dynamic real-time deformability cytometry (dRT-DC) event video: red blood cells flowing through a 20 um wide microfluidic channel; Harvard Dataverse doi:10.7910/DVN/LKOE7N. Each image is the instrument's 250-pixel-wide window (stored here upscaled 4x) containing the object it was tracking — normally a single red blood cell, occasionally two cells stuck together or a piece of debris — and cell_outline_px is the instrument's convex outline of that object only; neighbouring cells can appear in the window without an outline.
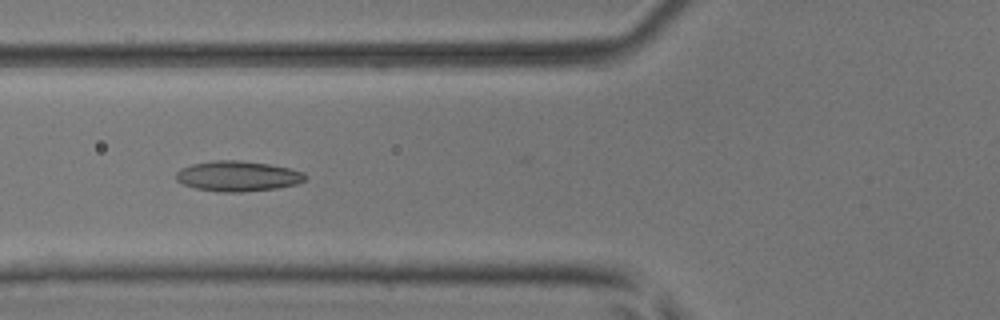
{"species": "common noctule bat (a hibernating species)", "species_latin": "Nyctalus noctula", "temperature_condition": "room temperature", "stored_images_in_passage": 7, "camera_frame_rate_fps": 3000, "um_per_image_px": 0.085, "animal": {"sex": "male", "body_mass_g": 17.9, "forearm_length_mm": 54.2}, "frame": {"image": 1, "passage_image": 5, "time_ms": 1.333, "image_size_px": [1000, 320], "cell_outline_px": [[308, 176], [304, 180], [296, 184], [276, 188], [240, 192], [216, 192], [196, 188], [184, 184], [176, 180], [176, 172], [180, 168], [192, 164], [212, 160], [236, 160], [268, 164], [288, 168], [304, 172]], "centroid_in_image_um": [20.19, 14.97], "position_along_channel_um": 105.6, "area_um2": 22.77}}
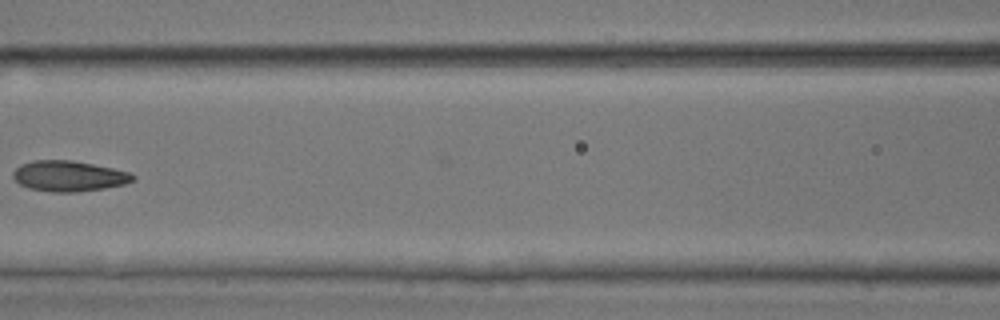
{"frame": {"image": 2, "passage_image": 6, "time_ms": 1.667, "image_size_px": [1000, 320], "cell_outline_px": [[136, 176], [132, 180], [124, 184], [104, 188], [76, 192], [52, 192], [28, 188], [20, 184], [12, 176], [12, 172], [20, 164], [32, 160], [72, 160], [112, 168], [128, 172]], "centroid_in_image_um": [5.8, 14.96], "position_along_channel_um": 160.8, "area_um2": 21.27}}
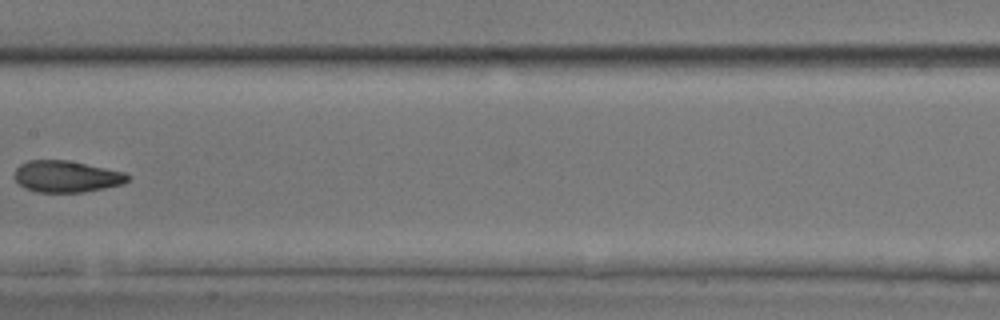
{"frame": {"image": 3, "passage_image": 7, "time_ms": 2.0, "image_size_px": [1000, 320], "cell_outline_px": [[132, 176], [124, 184], [84, 192], [36, 192], [24, 188], [12, 176], [16, 168], [20, 164], [28, 160], [68, 160], [124, 172]], "centroid_in_image_um": [5.64, 15.0], "position_along_channel_um": 201.8, "area_um2": 20.98}}